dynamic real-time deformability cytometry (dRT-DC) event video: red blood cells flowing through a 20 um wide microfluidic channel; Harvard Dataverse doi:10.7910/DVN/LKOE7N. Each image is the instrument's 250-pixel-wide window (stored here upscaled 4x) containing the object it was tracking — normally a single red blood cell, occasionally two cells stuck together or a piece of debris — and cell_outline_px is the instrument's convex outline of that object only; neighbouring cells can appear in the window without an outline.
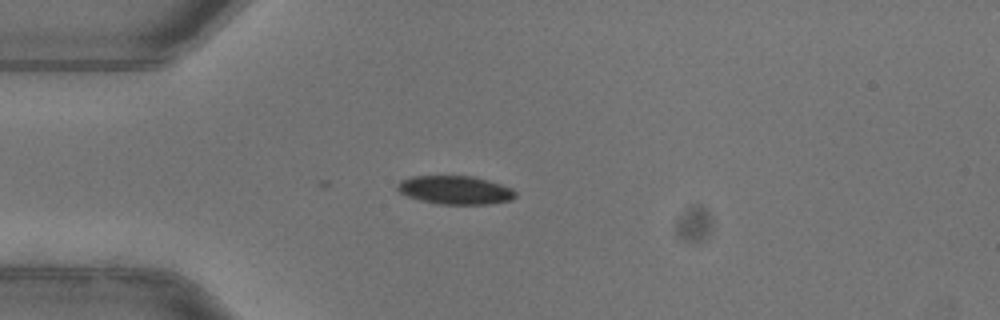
{"species": "common noctule bat (a hibernating species)", "species_latin": "Nyctalus noctula", "temperature_condition": "warm", "stored_images_in_passage": 3, "camera_frame_rate_fps": 3000, "um_per_image_px": 0.085, "animal": {"sex": "female"}, "frame": {"image": 1, "passage_image": 1, "time_ms": 0.0, "image_size_px": [1000, 320], "cell_outline_px": [[516, 196], [512, 200], [492, 204], [436, 204], [420, 200], [408, 196], [400, 192], [396, 188], [396, 184], [400, 180], [412, 176], [472, 176], [488, 180], [512, 188], [516, 192]], "centroid_in_image_um": [38.69, 16.15], "position_along_channel_um": 46.3, "area_um2": 19.71}}